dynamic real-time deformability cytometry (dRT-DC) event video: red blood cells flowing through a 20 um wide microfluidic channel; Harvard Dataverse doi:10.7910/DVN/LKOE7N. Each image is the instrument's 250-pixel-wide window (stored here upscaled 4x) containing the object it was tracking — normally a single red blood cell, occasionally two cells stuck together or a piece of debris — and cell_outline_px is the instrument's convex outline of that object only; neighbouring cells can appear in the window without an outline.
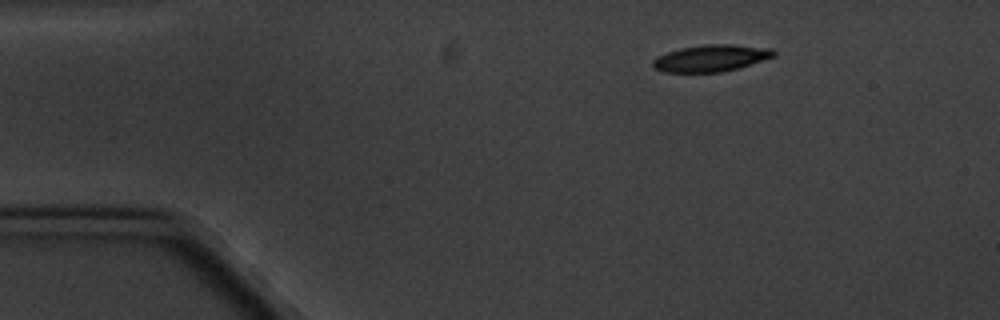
{"species": "common noctule bat (a hibernating species)", "species_latin": "Nyctalus noctula", "temperature_condition": "cold", "stored_images_in_passage": 3, "camera_frame_rate_fps": 3000, "um_per_image_px": 0.085, "animal": {"sex": "male", "body_mass_g": 20.1, "forearm_length_mm": 53.5}, "frame": {"image": 1, "passage_image": 1, "time_ms": 0.0, "image_size_px": [1000, 320], "cell_outline_px": [[776, 56], [740, 68], [720, 72], [664, 72], [652, 68], [652, 60], [656, 56], [680, 48], [704, 44], [732, 44], [772, 48], [776, 52]], "centroid_in_image_um": [60.44, 4.94], "position_along_channel_um": 24.6, "area_um2": 19.13}}